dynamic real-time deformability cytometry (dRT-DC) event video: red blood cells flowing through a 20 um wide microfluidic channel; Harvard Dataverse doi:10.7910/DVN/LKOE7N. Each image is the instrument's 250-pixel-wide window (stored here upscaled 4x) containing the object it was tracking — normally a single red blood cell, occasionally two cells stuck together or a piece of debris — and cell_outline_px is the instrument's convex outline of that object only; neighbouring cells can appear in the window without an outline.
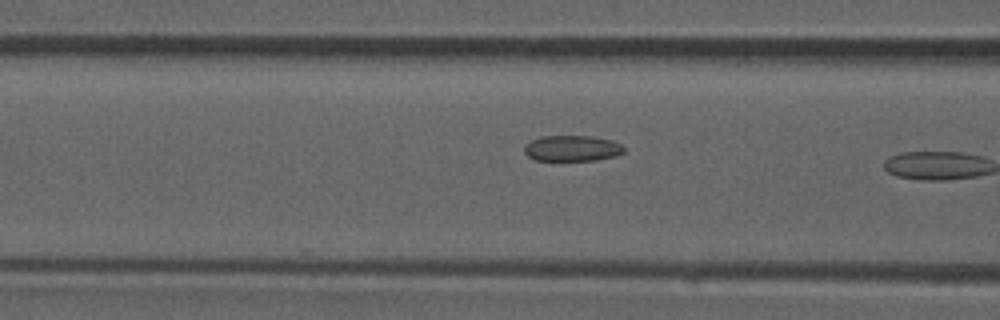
{"species": "common noctule bat (a hibernating species)", "species_latin": "Nyctalus noctula", "temperature_condition": "room temperature", "stored_images_in_passage": 6, "camera_frame_rate_fps": 3000, "um_per_image_px": 0.085, "animal": {"sex": "male", "forearm_length_mm": 52.5}, "frame": {"image": 1, "passage_image": 5, "time_ms": 1.333, "image_size_px": [1000, 320], "cell_outline_px": [[624, 152], [616, 156], [596, 160], [536, 160], [528, 156], [524, 152], [524, 144], [540, 136], [592, 136], [612, 140], [620, 144], [624, 148]], "centroid_in_image_um": [48.62, 12.6], "position_along_channel_um": 118.0, "area_um2": 15.03}}